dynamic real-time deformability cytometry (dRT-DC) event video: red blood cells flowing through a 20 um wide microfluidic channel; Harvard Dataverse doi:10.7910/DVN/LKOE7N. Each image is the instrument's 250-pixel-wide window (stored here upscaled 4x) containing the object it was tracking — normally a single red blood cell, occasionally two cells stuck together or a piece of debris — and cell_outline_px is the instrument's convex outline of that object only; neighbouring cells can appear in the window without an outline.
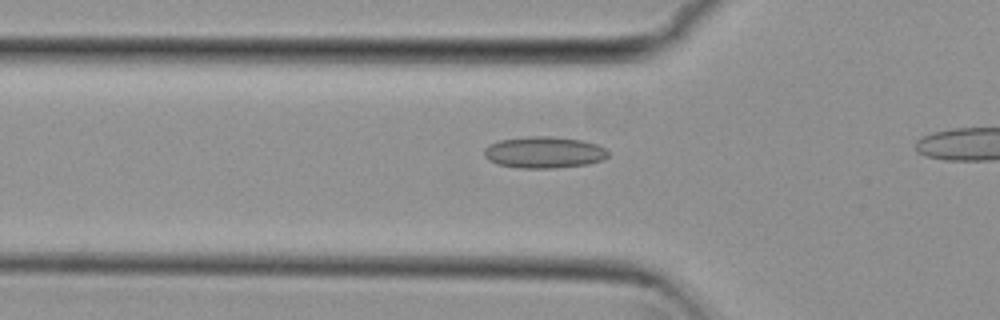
{"species": "common noctule bat (a hibernating species)", "species_latin": "Nyctalus noctula", "temperature_condition": "cold", "stored_images_in_passage": 14, "camera_frame_rate_fps": 3000, "um_per_image_px": 0.085, "animal": {"sex": "female", "body_mass_g": 29.2, "forearm_length_mm": 56.3}, "frame": {"image": 1, "passage_image": 2, "time_ms": 0.333, "image_size_px": [1000, 320], "cell_outline_px": [[608, 156], [600, 160], [588, 164], [556, 168], [516, 168], [496, 164], [488, 160], [484, 156], [484, 148], [488, 144], [500, 140], [528, 136], [552, 136], [580, 140], [596, 144], [604, 148], [608, 152]], "centroid_in_image_um": [46.19, 12.95], "position_along_channel_um": 79.6, "area_um2": 22.89}}
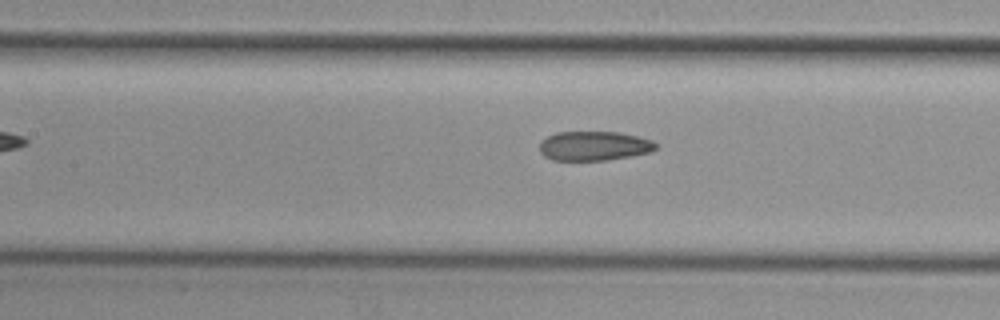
{"frame": {"image": 2, "passage_image": 8, "time_ms": 2.333, "image_size_px": [1000, 320], "cell_outline_px": [[656, 148], [648, 152], [632, 156], [608, 160], [552, 160], [544, 156], [540, 152], [540, 140], [556, 132], [620, 132], [652, 140], [656, 144]], "centroid_in_image_um": [50.46, 12.4], "position_along_channel_um": 156.9, "area_um2": 19.88}}
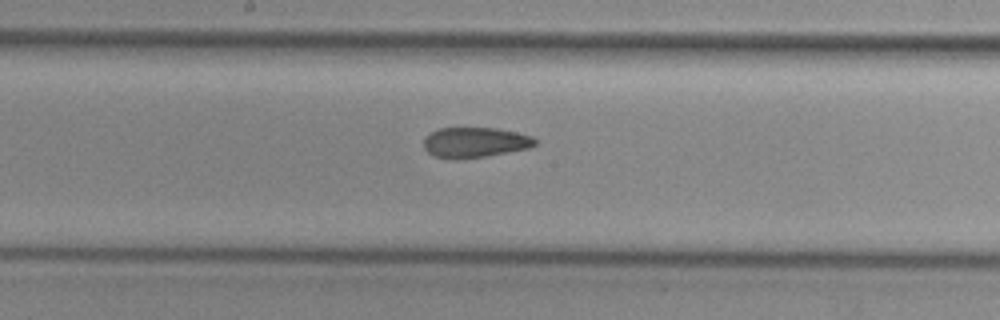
{"frame": {"image": 3, "passage_image": 12, "time_ms": 3.667, "image_size_px": [1000, 320], "cell_outline_px": [[536, 144], [528, 148], [484, 156], [456, 160], [436, 156], [428, 152], [424, 148], [424, 136], [428, 132], [440, 128], [496, 128], [516, 132], [532, 136], [536, 140]], "centroid_in_image_um": [40.32, 12.09], "position_along_channel_um": 207.9, "area_um2": 19.59}}